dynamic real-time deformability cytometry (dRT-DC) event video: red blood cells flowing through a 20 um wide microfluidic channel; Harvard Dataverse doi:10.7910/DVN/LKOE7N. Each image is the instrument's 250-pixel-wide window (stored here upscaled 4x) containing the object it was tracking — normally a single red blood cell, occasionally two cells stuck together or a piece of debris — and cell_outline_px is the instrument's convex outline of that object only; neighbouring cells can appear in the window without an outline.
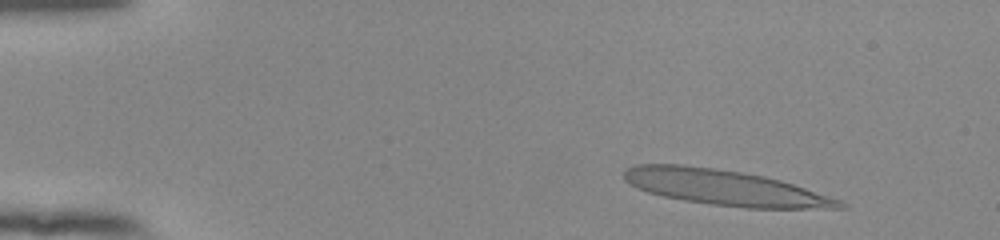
{"species": "human", "species_latin": "Homo sapiens", "temperature_condition": "room temperature", "stored_images_in_passage": 47, "camera_frame_rate_fps": 3000, "um_per_image_px": 0.085, "donor": {"sex": "female"}, "frame": {"image": 1, "passage_image": 1, "time_ms": 0.0, "image_size_px": [1000, 240], "cell_outline_px": [[848, 208], [748, 208], [712, 204], [684, 200], [664, 196], [648, 192], [624, 180], [624, 172], [628, 168], [636, 164], [680, 164], [712, 168], [740, 172], [764, 176], [780, 180], [840, 200], [848, 204]], "centroid_in_image_um": [61.62, 15.94], "position_along_channel_um": 23.4, "area_um2": 43.81}}
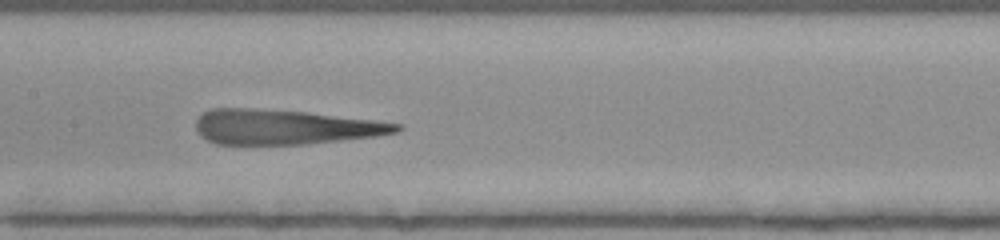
{"frame": {"image": 2, "passage_image": 21, "time_ms": 6.667, "image_size_px": [1000, 240], "cell_outline_px": [[404, 128], [400, 132], [376, 136], [308, 144], [216, 144], [208, 140], [196, 128], [196, 120], [204, 112], [212, 108], [252, 108], [308, 112], [372, 120], [400, 124]], "centroid_in_image_um": [24.23, 10.79], "position_along_channel_um": 183.2, "area_um2": 40.58}}
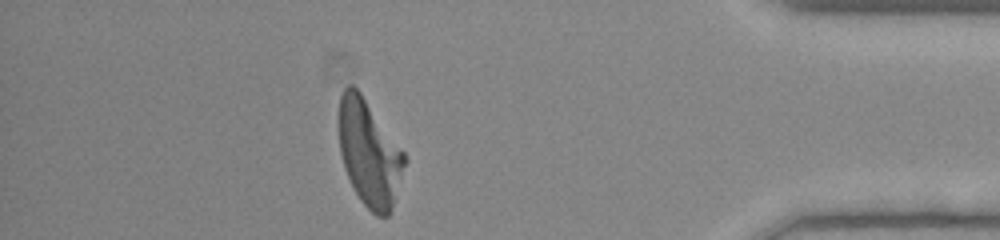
{"frame": {"image": 3, "passage_image": 41, "time_ms": 13.333, "image_size_px": [1000, 240], "cell_outline_px": [[408, 160], [392, 208], [388, 216], [376, 216], [360, 200], [344, 168], [340, 152], [340, 96], [344, 88], [348, 84], [352, 84], [360, 92], [404, 152]], "centroid_in_image_um": [31.41, 13.04], "position_along_channel_um": 403.8, "area_um2": 40.11}, "authors_computed_cell_mechanics": {"area_um2": 41.7894, "velocity_mm_per_s": 3.871, "shape_relaxation_time_tau1_ms": 6.0947, "shape_relaxation_time_tau2_ms": 1.6113, "deformation_change_tau1": 0.3142, "deformation_change_tau2": 0.1627}}